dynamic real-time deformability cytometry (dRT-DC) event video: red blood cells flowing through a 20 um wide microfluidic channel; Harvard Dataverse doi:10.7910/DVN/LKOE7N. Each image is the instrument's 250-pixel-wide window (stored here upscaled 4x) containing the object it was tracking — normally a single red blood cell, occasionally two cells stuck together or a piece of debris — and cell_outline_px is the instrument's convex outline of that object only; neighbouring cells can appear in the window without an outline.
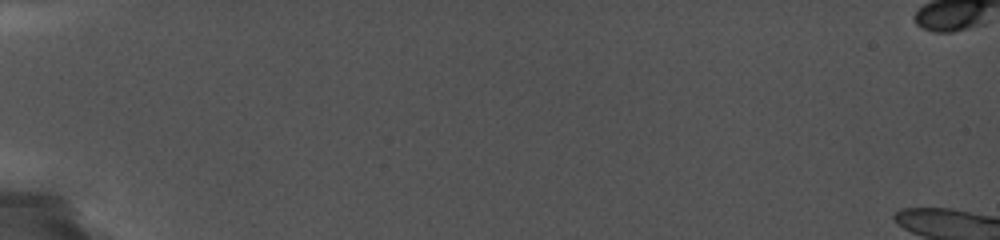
{"species": "common noctule bat (a hibernating species)", "species_latin": "Nyctalus noctula", "temperature_condition": "cold", "stored_images_in_passage": 4, "camera_frame_rate_fps": 5000, "um_per_image_px": 0.085, "animal": {"sex": "female", "body_mass_g": 19.0, "forearm_length_mm": 56.7}, "frame": {"image": 1, "passage_image": 1, "time_ms": 0.0, "image_size_px": [1000, 240], "cell_outline_px": [[900, 40], [780, 56], [756, 52], [748, 48], [748, 44], [756, 40], [788, 36], [880, 28], [896, 28], [900, 32]], "centroid_in_image_um": [69.98, 3.52], "position_along_channel_um": 15.0, "area_um2": 17.28}}